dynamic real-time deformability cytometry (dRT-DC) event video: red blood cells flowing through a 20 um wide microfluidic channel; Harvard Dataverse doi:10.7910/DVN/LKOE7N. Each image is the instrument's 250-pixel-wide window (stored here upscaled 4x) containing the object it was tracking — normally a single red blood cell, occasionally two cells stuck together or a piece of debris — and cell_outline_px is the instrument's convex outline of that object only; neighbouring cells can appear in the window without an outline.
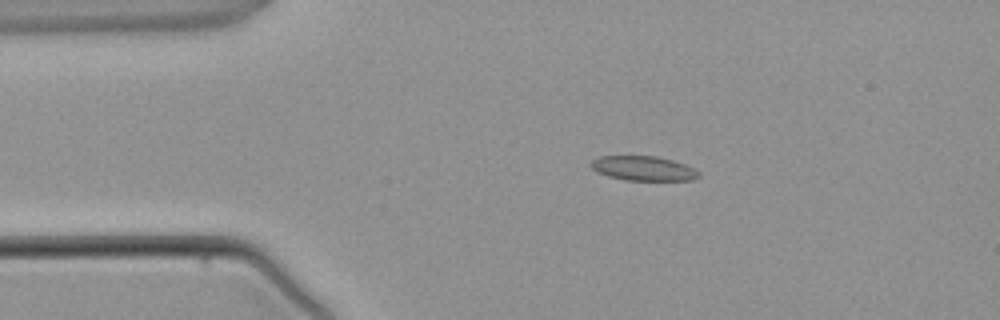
{"species": "common noctule bat (a hibernating species)", "species_latin": "Nyctalus noctula", "temperature_condition": "warm", "stored_images_in_passage": 3, "camera_frame_rate_fps": 3000, "um_per_image_px": 0.085, "animal": {"sex": "male", "body_mass_g": 21.5, "forearm_length_mm": 52.0}, "frame": {"image": 1, "passage_image": 2, "time_ms": 1.0, "image_size_px": [1000, 320], "cell_outline_px": [[700, 176], [692, 180], [624, 180], [608, 176], [596, 172], [588, 164], [592, 160], [600, 156], [656, 156], [672, 160], [684, 164], [700, 172]], "centroid_in_image_um": [54.65, 14.31], "position_along_channel_um": 30.4, "area_um2": 15.43}}